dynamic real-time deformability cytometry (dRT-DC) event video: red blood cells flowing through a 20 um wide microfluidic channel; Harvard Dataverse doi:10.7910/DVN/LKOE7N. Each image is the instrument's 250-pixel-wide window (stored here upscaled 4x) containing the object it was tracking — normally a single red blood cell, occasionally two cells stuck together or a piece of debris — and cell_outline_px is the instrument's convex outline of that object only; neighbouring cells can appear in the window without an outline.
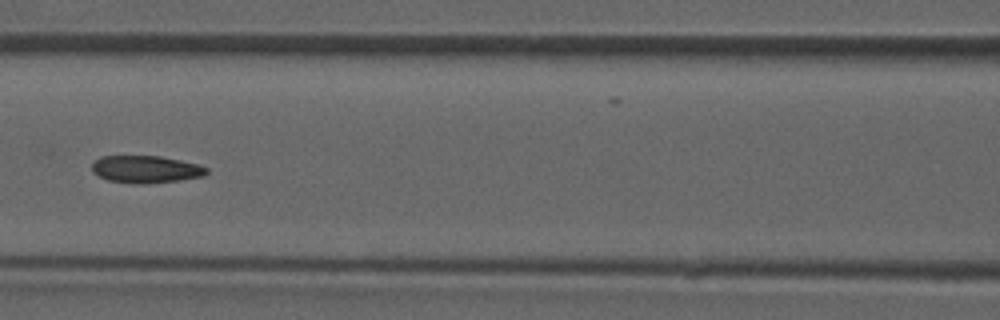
{"species": "common noctule bat (a hibernating species)", "species_latin": "Nyctalus noctula", "temperature_condition": "room temperature", "stored_images_in_passage": 48, "camera_frame_rate_fps": 3000, "um_per_image_px": 0.085, "animal": {"sex": "male", "forearm_length_mm": 52.5}, "frame": {"image": 1, "passage_image": 21, "time_ms": 6.667, "image_size_px": [1000, 320], "cell_outline_px": [[208, 172], [204, 176], [180, 180], [140, 184], [136, 184], [108, 180], [92, 172], [92, 164], [100, 156], [160, 156], [180, 160], [196, 164], [208, 168]], "centroid_in_image_um": [12.39, 14.39], "position_along_channel_um": 154.2, "area_um2": 18.15}}